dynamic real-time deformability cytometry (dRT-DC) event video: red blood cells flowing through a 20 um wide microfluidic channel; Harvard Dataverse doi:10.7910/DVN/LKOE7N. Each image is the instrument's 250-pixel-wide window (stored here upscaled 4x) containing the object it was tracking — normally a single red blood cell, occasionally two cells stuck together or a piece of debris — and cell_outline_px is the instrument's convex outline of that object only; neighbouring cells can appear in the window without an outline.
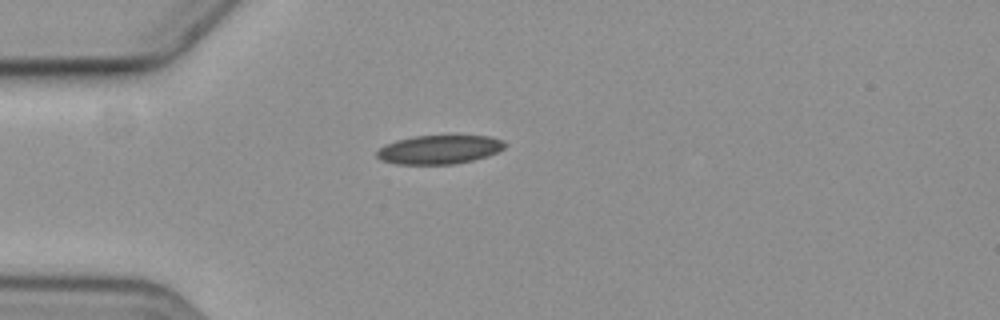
{"species": "common noctule bat (a hibernating species)", "species_latin": "Nyctalus noctula", "temperature_condition": "cold", "stored_images_in_passage": 1, "camera_frame_rate_fps": 3000, "um_per_image_px": 0.085, "animal": {"sex": "female", "body_mass_g": 19.3, "forearm_length_mm": 54.1}, "frame": {"image": 1, "passage_image": 1, "time_ms": 0.0, "image_size_px": [1000, 320], "cell_outline_px": [[504, 148], [488, 156], [456, 164], [396, 164], [380, 160], [376, 156], [376, 152], [384, 144], [396, 140], [412, 136], [488, 136], [504, 140]], "centroid_in_image_um": [37.3, 12.71], "position_along_channel_um": 47.7, "area_um2": 21.5}}